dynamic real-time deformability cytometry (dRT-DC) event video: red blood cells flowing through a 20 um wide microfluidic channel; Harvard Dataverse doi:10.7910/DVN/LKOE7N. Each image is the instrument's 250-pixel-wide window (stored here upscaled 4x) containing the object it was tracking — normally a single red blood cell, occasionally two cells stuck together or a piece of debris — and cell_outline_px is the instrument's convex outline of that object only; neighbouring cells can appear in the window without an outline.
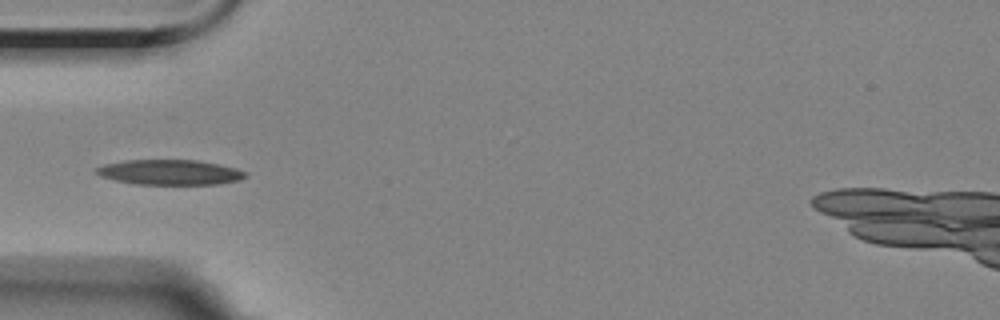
{"species": "Egyptian fruit bat (a non-hibernating species)", "species_latin": "Rousettus aegyptiacus", "temperature_condition": "room temperature", "stored_images_in_passage": 10, "camera_frame_rate_fps": 3000, "um_per_image_px": 0.085, "animal": {"sex": "female"}, "frame": {"image": 1, "passage_image": 2, "time_ms": 1.0, "image_size_px": [1000, 320], "cell_outline_px": [[248, 176], [240, 180], [220, 184], [136, 184], [116, 180], [100, 176], [96, 172], [96, 168], [104, 164], [124, 160], [196, 160], [220, 164], [236, 168], [248, 172]], "centroid_in_image_um": [14.49, 14.64], "position_along_channel_um": 70.5, "area_um2": 21.91}}
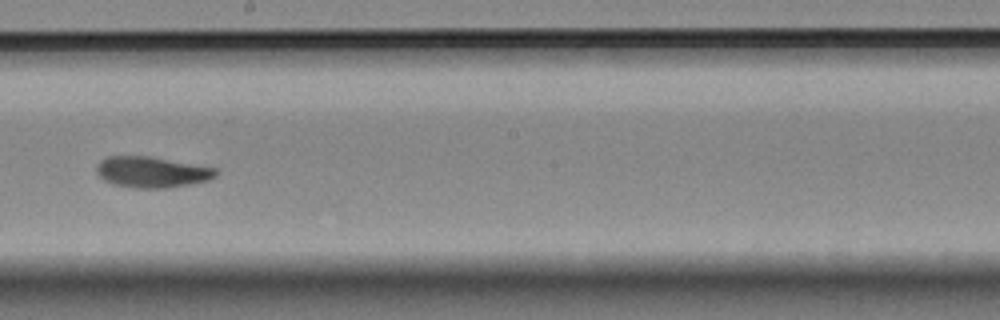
{"frame": {"image": 2, "passage_image": 6, "time_ms": 5.667, "image_size_px": [1000, 320], "cell_outline_px": [[216, 176], [208, 180], [168, 188], [136, 188], [112, 184], [104, 180], [96, 172], [96, 164], [100, 160], [108, 156], [148, 156], [216, 168]], "centroid_in_image_um": [12.85, 14.62], "position_along_channel_um": 235.3, "area_um2": 21.39}}
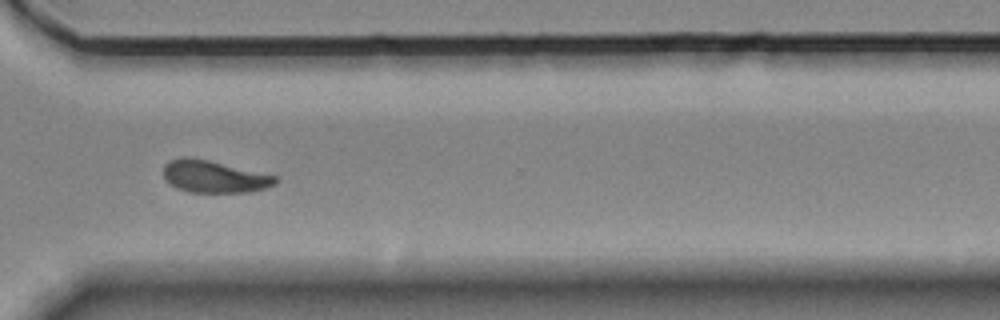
{"frame": {"image": 3, "passage_image": 9, "time_ms": 9.0, "image_size_px": [1000, 320], "cell_outline_px": [[276, 184], [252, 192], [188, 192], [176, 188], [164, 176], [164, 164], [168, 160], [184, 156], [208, 160], [276, 176]], "centroid_in_image_um": [18.17, 15.01], "position_along_channel_um": 352.4, "area_um2": 20.75}, "authors_computed_cell_mechanics": {"area_um2": 21.1837, "velocity_mm_per_s": 3.5112, "shape_relaxation_time_tau1_ms": 6.5848, "shape_relaxation_time_tau2_ms": 3.9677, "deformation_change_tau1": 0.155, "deformation_change_tau2": 0.0886}}